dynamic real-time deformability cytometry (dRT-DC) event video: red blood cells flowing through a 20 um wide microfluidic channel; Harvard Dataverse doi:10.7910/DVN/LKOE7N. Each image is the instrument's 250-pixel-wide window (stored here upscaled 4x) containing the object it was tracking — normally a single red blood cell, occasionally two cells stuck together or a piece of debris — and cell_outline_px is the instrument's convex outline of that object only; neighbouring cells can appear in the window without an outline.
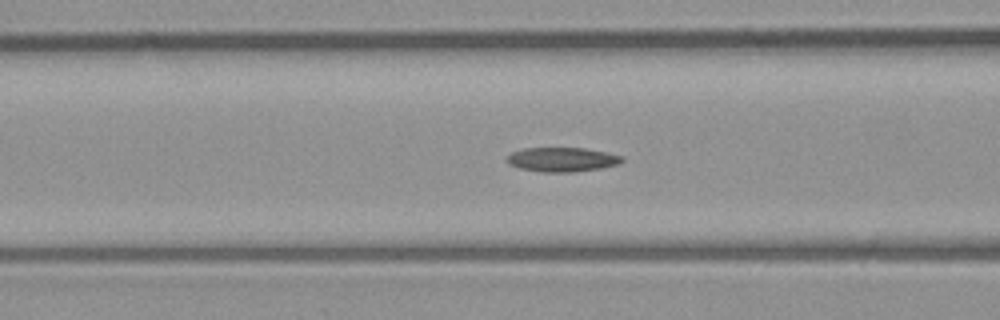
{"species": "common noctule bat (a hibernating species)", "species_latin": "Nyctalus noctula", "temperature_condition": "room temperature", "stored_images_in_passage": 47, "camera_frame_rate_fps": 3000, "um_per_image_px": 0.085, "animal": {"sex": "male", "body_mass_g": 23.1, "forearm_length_mm": 52.7}, "frame": {"image": 1, "passage_image": 15, "time_ms": 4.667, "image_size_px": [1000, 320], "cell_outline_px": [[624, 160], [620, 164], [600, 168], [576, 172], [540, 172], [520, 168], [508, 164], [508, 156], [512, 152], [524, 148], [584, 148], [624, 156]], "centroid_in_image_um": [47.8, 13.56], "position_along_channel_um": 118.8, "area_um2": 16.3}}
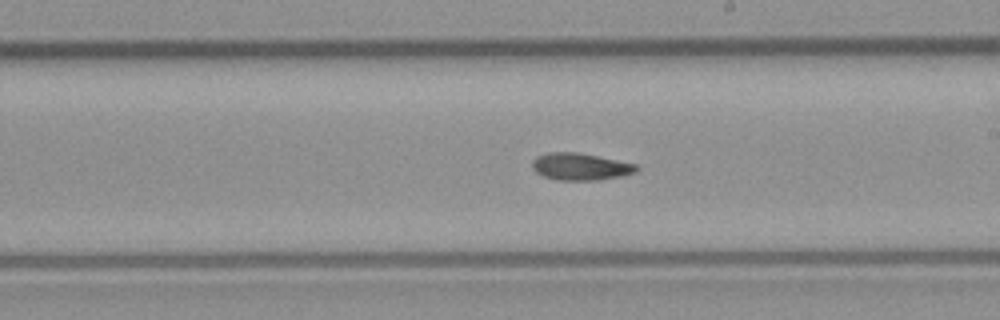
{"frame": {"image": 2, "passage_image": 24, "time_ms": 7.667, "image_size_px": [1000, 320], "cell_outline_px": [[640, 168], [636, 172], [624, 176], [600, 180], [556, 180], [544, 176], [536, 172], [532, 168], [532, 160], [536, 156], [548, 152], [580, 152], [636, 164]], "centroid_in_image_um": [49.35, 14.16], "position_along_channel_um": 239.7, "area_um2": 16.7}}
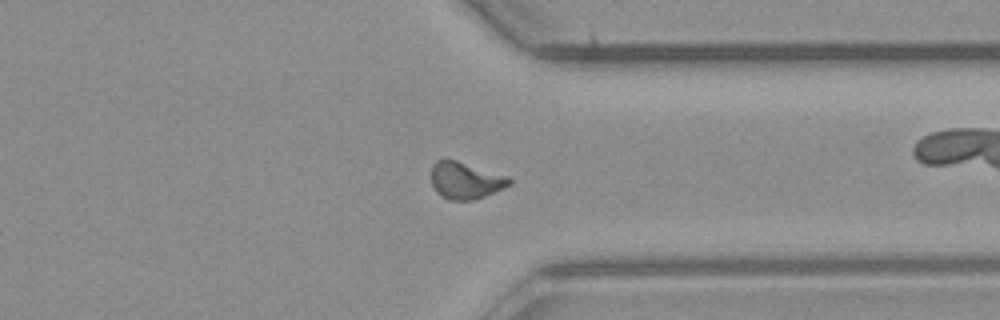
{"frame": {"image": 3, "passage_image": 34, "time_ms": 11.0, "image_size_px": [1000, 320], "cell_outline_px": [[512, 184], [504, 188], [476, 200], [448, 200], [440, 196], [436, 192], [432, 184], [432, 164], [436, 160], [444, 156], [508, 176], [512, 180]], "centroid_in_image_um": [39.55, 15.32], "position_along_channel_um": 371.9, "area_um2": 17.22}, "authors_computed_cell_mechanics": {"area_um2": 16.2996, "velocity_mm_per_s": 4.0222, "shape_relaxation_time_tau1_ms": 10.5396, "shape_relaxation_time_tau2_ms": null, "deformation_change_tau1": 0.209, "deformation_change_tau2": null}}